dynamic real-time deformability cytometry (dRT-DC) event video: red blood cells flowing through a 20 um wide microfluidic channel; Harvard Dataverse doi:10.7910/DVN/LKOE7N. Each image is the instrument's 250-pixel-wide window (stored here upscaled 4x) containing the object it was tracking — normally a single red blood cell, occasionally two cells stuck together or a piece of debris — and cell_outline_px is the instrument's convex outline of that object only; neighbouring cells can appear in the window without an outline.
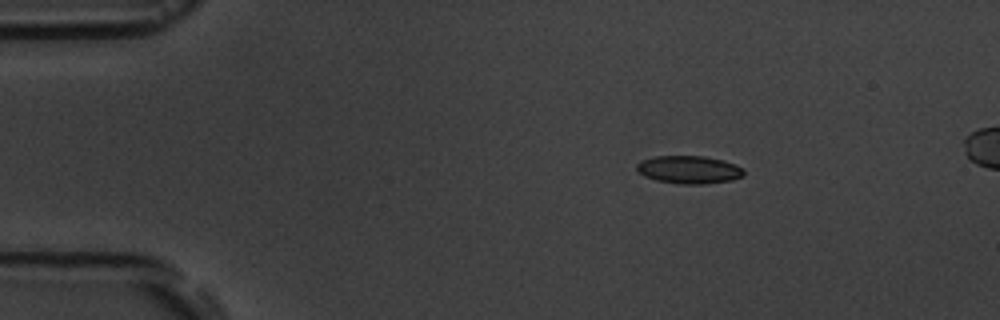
{"species": "common noctule bat (a hibernating species)", "species_latin": "Nyctalus noctula", "temperature_condition": "room temperature", "stored_images_in_passage": 5, "segment_of_instrument_passage": [1, 2], "camera_frame_rate_fps": 3000, "um_per_image_px": 0.085, "animal": {"sex": "male", "body_mass_g": 19.5, "forearm_length_mm": 54.6}, "frame": {"image": 1, "passage_image": 2, "time_ms": 1.333, "image_size_px": [1000, 320], "cell_outline_px": [[744, 176], [732, 180], [704, 184], [680, 184], [656, 180], [644, 176], [636, 168], [636, 164], [640, 160], [656, 156], [704, 156], [724, 160], [736, 164], [744, 168]], "centroid_in_image_um": [58.59, 14.42], "position_along_channel_um": 26.4, "area_um2": 17.57}}